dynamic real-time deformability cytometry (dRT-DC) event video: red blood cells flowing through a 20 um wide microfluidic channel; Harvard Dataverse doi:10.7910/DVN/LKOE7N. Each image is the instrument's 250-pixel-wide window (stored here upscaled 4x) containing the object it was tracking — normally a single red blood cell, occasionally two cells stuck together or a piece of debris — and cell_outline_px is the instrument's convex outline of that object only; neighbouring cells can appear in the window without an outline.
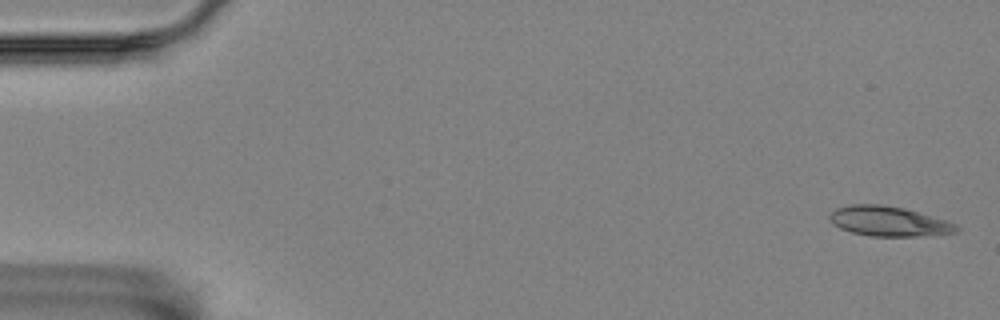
{"species": "Egyptian fruit bat (a non-hibernating species)", "species_latin": "Rousettus aegyptiacus", "temperature_condition": "room temperature", "stored_images_in_passage": 56, "camera_frame_rate_fps": 3000, "um_per_image_px": 0.085, "animal": {"sex": "female"}, "frame": {"image": 1, "passage_image": 1, "time_ms": 0.0, "image_size_px": [1000, 320], "cell_outline_px": [[960, 228], [956, 232], [916, 236], [872, 236], [852, 232], [840, 228], [828, 216], [836, 208], [852, 204], [880, 204], [904, 208], [944, 220], [956, 224]], "centroid_in_image_um": [75.53, 18.8], "position_along_channel_um": 9.5, "area_um2": 21.62}}
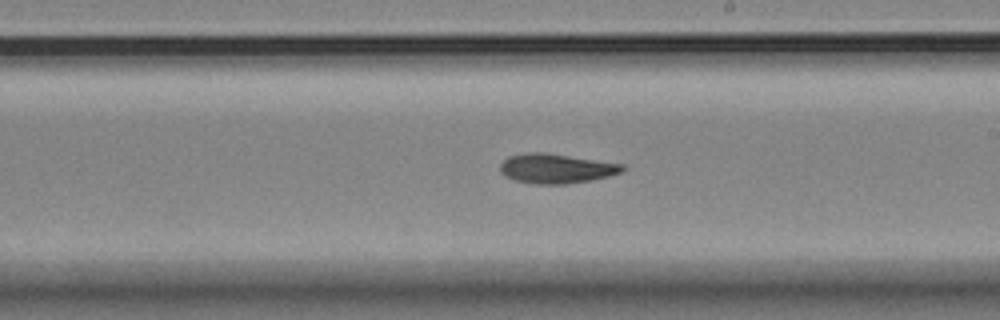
{"frame": {"image": 2, "passage_image": 32, "time_ms": 10.333, "image_size_px": [1000, 320], "cell_outline_px": [[624, 168], [620, 172], [608, 176], [592, 180], [564, 184], [532, 184], [516, 180], [500, 172], [500, 164], [508, 156], [524, 152], [544, 152], [624, 164]], "centroid_in_image_um": [47.25, 14.31], "position_along_channel_um": 241.8, "area_um2": 20.98}}
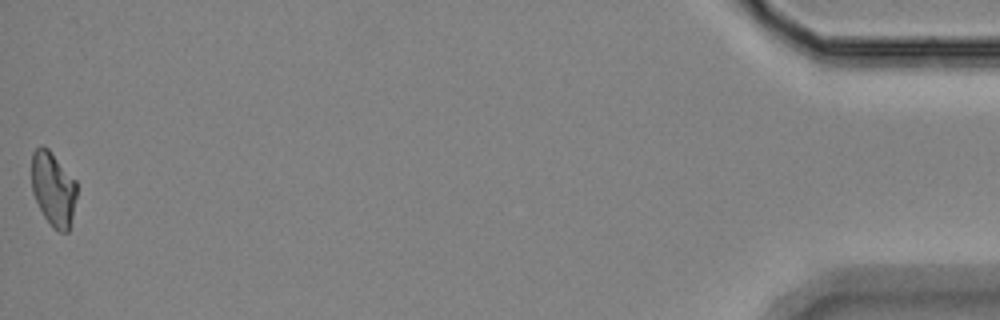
{"frame": {"image": 3, "passage_image": 56, "time_ms": 18.333, "image_size_px": [1000, 320], "cell_outline_px": [[76, 196], [72, 216], [68, 232], [56, 232], [44, 216], [32, 192], [32, 152], [40, 144], [44, 144], [48, 148], [76, 180]], "centroid_in_image_um": [4.52, 16.03], "position_along_channel_um": 430.7, "area_um2": 19.54}, "authors_computed_cell_mechanics": {"area_um2": 20.7791, "velocity_mm_per_s": 3.5203, "shape_relaxation_time_tau1_ms": 9.6404, "shape_relaxation_time_tau2_ms": 3.5907, "deformation_change_tau1": 0.1956, "deformation_change_tau2": 0.1067}}